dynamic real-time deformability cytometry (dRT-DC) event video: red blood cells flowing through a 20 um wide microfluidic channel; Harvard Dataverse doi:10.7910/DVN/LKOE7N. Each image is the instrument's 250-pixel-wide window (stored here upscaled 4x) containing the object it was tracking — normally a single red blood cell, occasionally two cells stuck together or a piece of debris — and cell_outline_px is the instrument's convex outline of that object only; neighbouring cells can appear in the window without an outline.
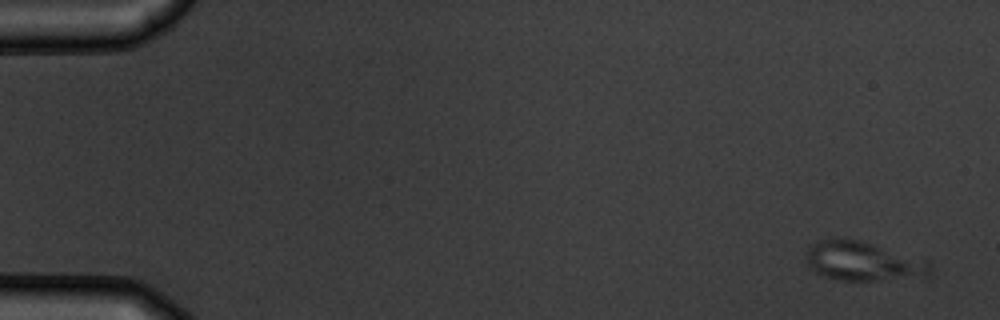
{"species": "common noctule bat (a hibernating species)", "species_latin": "Nyctalus noctula", "temperature_condition": "warm", "stored_images_in_passage": 5, "camera_frame_rate_fps": 3000, "um_per_image_px": 0.085, "animal": {"sex": "male", "body_mass_g": 19.5, "forearm_length_mm": 54.6}, "frame": {"image": 1, "passage_image": 1, "time_ms": 0.0, "image_size_px": [1000, 320], "cell_outline_px": [[932, 272], [928, 280], [840, 280], [824, 276], [808, 268], [808, 248], [812, 244], [820, 240], [832, 236], [860, 240], [872, 244], [928, 264]], "centroid_in_image_um": [73.33, 22.24], "position_along_channel_um": 11.7, "area_um2": 28.21}}